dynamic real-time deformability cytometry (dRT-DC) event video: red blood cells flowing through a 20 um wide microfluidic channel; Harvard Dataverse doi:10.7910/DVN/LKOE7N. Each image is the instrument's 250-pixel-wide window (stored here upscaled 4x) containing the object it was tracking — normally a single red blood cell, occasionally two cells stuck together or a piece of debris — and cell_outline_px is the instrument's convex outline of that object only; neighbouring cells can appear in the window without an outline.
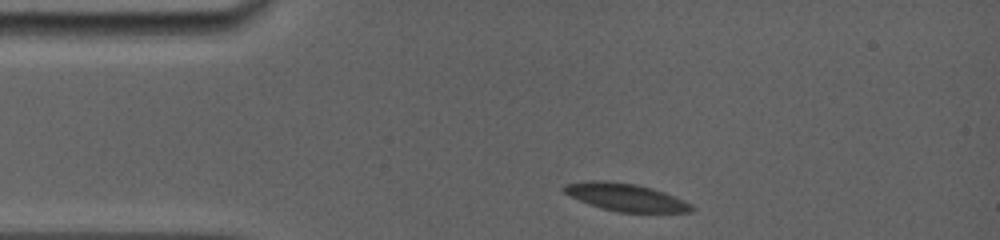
{"species": "common noctule bat (a hibernating species)", "species_latin": "Nyctalus noctula", "temperature_condition": "room temperature", "stored_images_in_passage": 60, "camera_frame_rate_fps": 5000, "um_per_image_px": 0.085, "animal": {"sex": "female", "body_mass_g": 19.0, "forearm_length_mm": 56.7}, "frame": {"image": 1, "passage_image": 1, "time_ms": 0.0, "image_size_px": [1000, 240], "cell_outline_px": [[696, 208], [692, 212], [620, 212], [604, 208], [580, 200], [564, 192], [564, 184], [588, 180], [604, 180], [636, 184], [652, 188], [664, 192], [684, 200], [692, 204]], "centroid_in_image_um": [53.24, 16.75], "position_along_channel_um": 31.8, "area_um2": 20.29}}
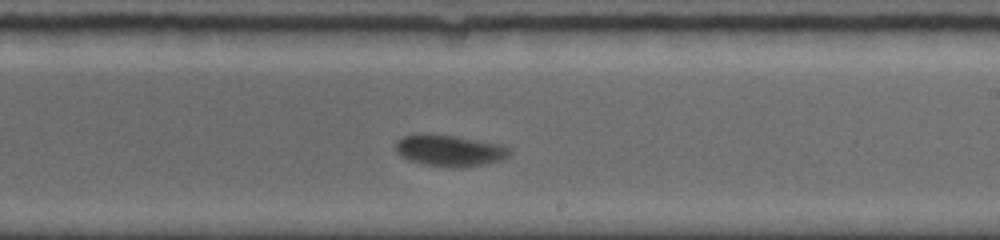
{"frame": {"image": 2, "passage_image": 35, "time_ms": 6.8, "image_size_px": [1000, 240], "cell_outline_px": [[512, 152], [504, 160], [484, 164], [456, 168], [424, 164], [408, 160], [400, 156], [396, 152], [396, 140], [404, 136], [420, 132], [452, 136], [476, 140], [496, 144], [508, 148]], "centroid_in_image_um": [38.16, 12.8], "position_along_channel_um": 250.8, "area_um2": 20.81}}
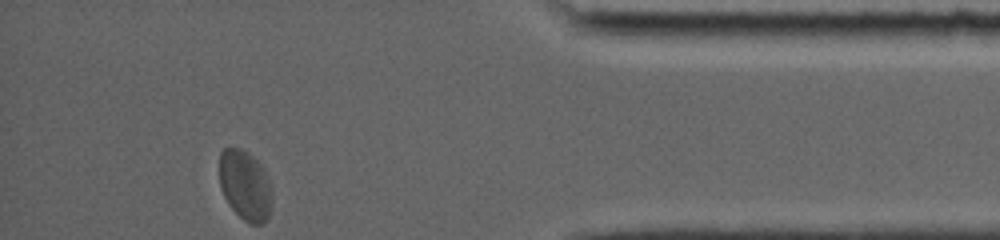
{"frame": {"image": 3, "passage_image": 60, "time_ms": 11.8, "image_size_px": [1000, 240], "cell_outline_px": [[272, 204], [268, 216], [264, 224], [248, 224], [228, 204], [220, 188], [220, 152], [224, 148], [240, 148], [248, 152], [264, 168], [272, 188]], "centroid_in_image_um": [20.86, 15.76], "position_along_channel_um": 414.3, "area_um2": 21.68}, "authors_computed_cell_mechanics": {"area_um2": 21.1837, "velocity_mm_per_s": 3.7792, "shape_relaxation_time_tau1_ms": 10.6802, "shape_relaxation_time_tau2_ms": null, "deformation_change_tau1": 0.2102, "deformation_change_tau2": null}}